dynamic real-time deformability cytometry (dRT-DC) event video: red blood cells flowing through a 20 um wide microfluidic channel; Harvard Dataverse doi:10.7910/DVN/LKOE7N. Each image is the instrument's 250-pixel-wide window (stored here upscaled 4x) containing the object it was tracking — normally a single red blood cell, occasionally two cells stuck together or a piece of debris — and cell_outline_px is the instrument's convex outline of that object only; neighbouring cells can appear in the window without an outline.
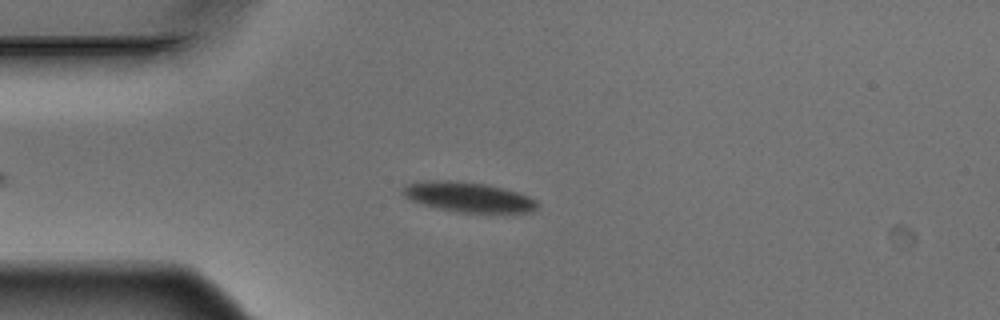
{"species": "Egyptian fruit bat (a non-hibernating species)", "species_latin": "Rousettus aegyptiacus", "temperature_condition": "warm", "stored_images_in_passage": 3, "camera_frame_rate_fps": 3000, "um_per_image_px": 0.085, "animal": {"sex": "male"}, "frame": {"image": 1, "passage_image": 3, "time_ms": 0.667, "image_size_px": [1000, 320], "cell_outline_px": [[540, 204], [532, 212], [460, 212], [440, 208], [424, 204], [412, 200], [404, 196], [400, 192], [408, 184], [416, 180], [452, 180], [484, 184], [516, 192], [528, 196], [536, 200]], "centroid_in_image_um": [39.78, 16.73], "position_along_channel_um": 45.2, "area_um2": 23.18}}